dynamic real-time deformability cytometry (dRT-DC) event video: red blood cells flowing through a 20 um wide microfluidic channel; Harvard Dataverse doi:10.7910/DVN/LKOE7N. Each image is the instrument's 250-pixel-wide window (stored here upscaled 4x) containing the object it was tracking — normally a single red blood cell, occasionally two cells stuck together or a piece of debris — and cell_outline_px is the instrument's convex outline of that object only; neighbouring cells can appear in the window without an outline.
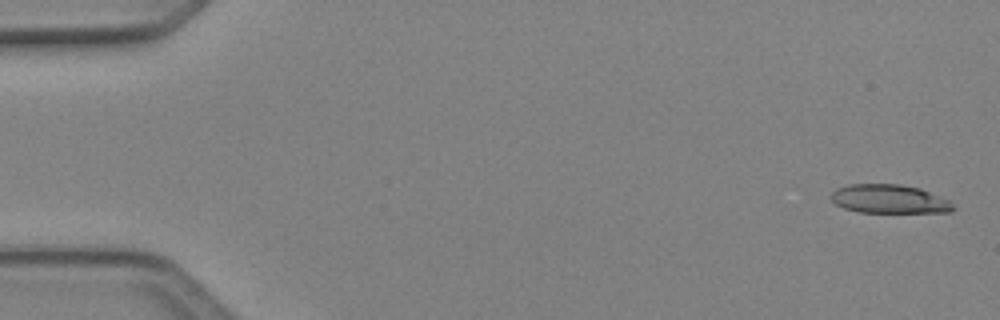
{"species": "Egyptian fruit bat (a non-hibernating species)", "species_latin": "Rousettus aegyptiacus", "temperature_condition": "cold", "stored_images_in_passage": 4, "camera_frame_rate_fps": 3000, "um_per_image_px": 0.085, "animal": {"sex": "female"}, "frame": {"image": 1, "passage_image": 1, "time_ms": 0.0, "image_size_px": [1000, 320], "cell_outline_px": [[956, 208], [952, 212], [860, 212], [844, 208], [836, 204], [828, 196], [836, 188], [848, 184], [900, 184], [920, 188], [948, 200]], "centroid_in_image_um": [75.56, 16.91], "position_along_channel_um": 9.4, "area_um2": 20.46}}
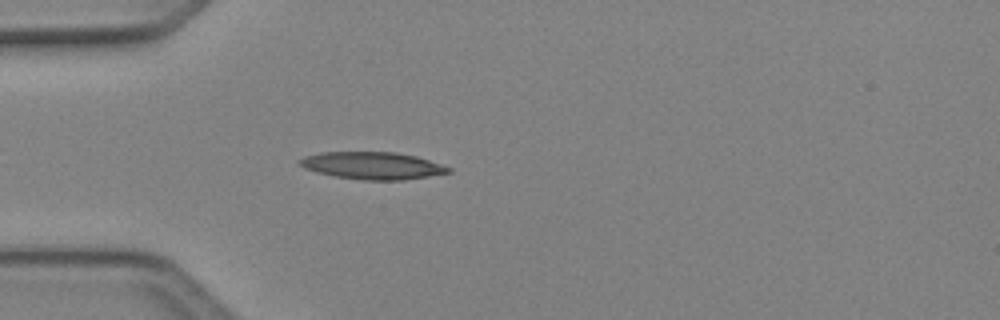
{"frame": {"image": 2, "passage_image": 4, "time_ms": 1.0, "image_size_px": [1000, 320], "cell_outline_px": [[452, 172], [404, 180], [360, 180], [336, 176], [316, 172], [304, 168], [296, 164], [296, 160], [304, 156], [320, 152], [396, 152], [416, 156], [452, 168]], "centroid_in_image_um": [31.6, 14.07], "position_along_channel_um": 53.4, "area_um2": 23.81}}